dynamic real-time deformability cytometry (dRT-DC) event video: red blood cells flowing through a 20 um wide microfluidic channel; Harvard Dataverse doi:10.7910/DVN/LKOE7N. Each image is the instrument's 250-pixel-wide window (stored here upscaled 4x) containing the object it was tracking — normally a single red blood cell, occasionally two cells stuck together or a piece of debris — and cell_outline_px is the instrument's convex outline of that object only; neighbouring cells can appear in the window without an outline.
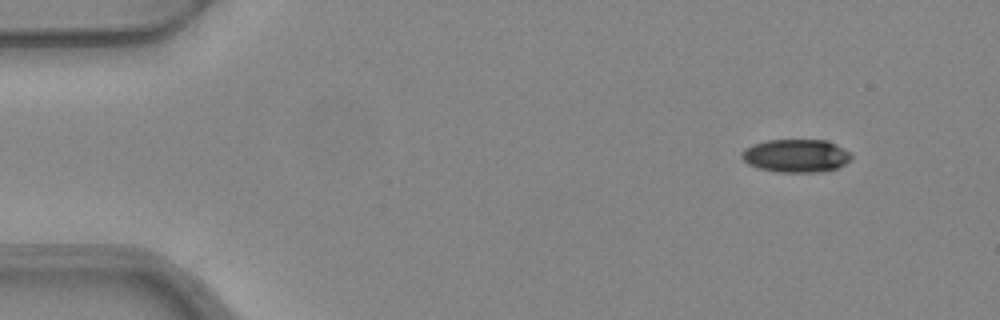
{"species": "common noctule bat (a hibernating species)", "species_latin": "Nyctalus noctula", "temperature_condition": "warm", "stored_images_in_passage": 11, "camera_frame_rate_fps": 3000, "um_per_image_px": 0.085, "animal": {"sex": "female", "body_mass_g": 24.6, "forearm_length_mm": 56.2}, "frame": {"image": 1, "passage_image": 1, "time_ms": 0.0, "image_size_px": [1000, 320], "cell_outline_px": [[852, 156], [844, 164], [836, 168], [820, 172], [776, 172], [760, 168], [748, 164], [740, 156], [740, 152], [744, 148], [752, 144], [768, 140], [828, 140], [836, 144], [848, 152]], "centroid_in_image_um": [67.61, 13.23], "position_along_channel_um": 17.4, "area_um2": 21.1}}